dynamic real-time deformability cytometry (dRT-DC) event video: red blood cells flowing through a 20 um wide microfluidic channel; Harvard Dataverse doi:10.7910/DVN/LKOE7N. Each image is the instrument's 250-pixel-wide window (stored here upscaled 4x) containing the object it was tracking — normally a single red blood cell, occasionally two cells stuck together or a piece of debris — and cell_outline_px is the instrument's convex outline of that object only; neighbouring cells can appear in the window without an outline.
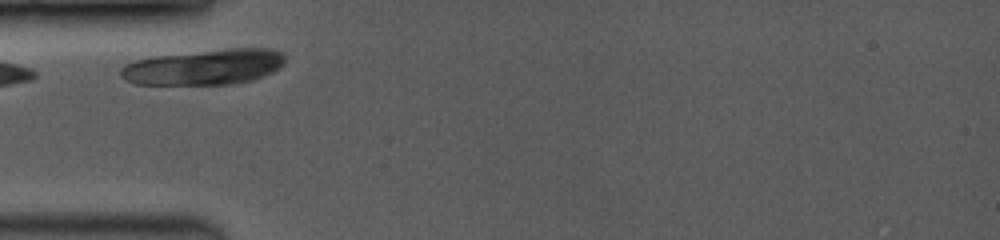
{"species": "common noctule bat (a hibernating species)", "species_latin": "Nyctalus noctula", "temperature_condition": "room temperature", "stored_images_in_passage": 31, "camera_frame_rate_fps": 3500, "um_per_image_px": 0.085, "animal": {"sex": "female", "body_mass_g": 19.0, "forearm_length_mm": 53.3}, "frame": {"image": 1, "passage_image": 2, "time_ms": 0.286, "image_size_px": [1000, 240], "cell_outline_px": [[284, 64], [280, 68], [272, 72], [252, 80], [232, 84], [136, 84], [124, 80], [120, 76], [120, 68], [124, 64], [136, 60], [152, 56], [232, 48], [272, 48], [284, 52]], "centroid_in_image_um": [17.37, 5.69], "position_along_channel_um": 67.6, "area_um2": 34.16}}